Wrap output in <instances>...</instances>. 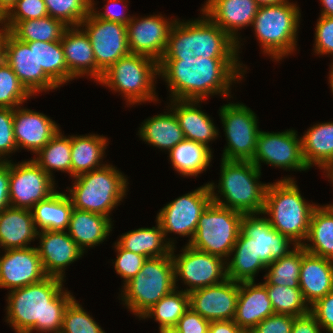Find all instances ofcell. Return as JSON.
I'll use <instances>...</instances> for the list:
<instances>
[{
    "instance_id": "cell-1",
    "label": "cell",
    "mask_w": 333,
    "mask_h": 333,
    "mask_svg": "<svg viewBox=\"0 0 333 333\" xmlns=\"http://www.w3.org/2000/svg\"><path fill=\"white\" fill-rule=\"evenodd\" d=\"M239 60L195 56L162 57L159 61V76L168 85L170 100L205 101L215 94L228 98L231 96L232 83L242 80L247 71V67H242Z\"/></svg>"
},
{
    "instance_id": "cell-2",
    "label": "cell",
    "mask_w": 333,
    "mask_h": 333,
    "mask_svg": "<svg viewBox=\"0 0 333 333\" xmlns=\"http://www.w3.org/2000/svg\"><path fill=\"white\" fill-rule=\"evenodd\" d=\"M64 280L47 276L42 281L8 292L5 321L15 333H60L63 316L75 298L63 288Z\"/></svg>"
},
{
    "instance_id": "cell-3",
    "label": "cell",
    "mask_w": 333,
    "mask_h": 333,
    "mask_svg": "<svg viewBox=\"0 0 333 333\" xmlns=\"http://www.w3.org/2000/svg\"><path fill=\"white\" fill-rule=\"evenodd\" d=\"M220 167L218 185L208 183L212 202L243 214L262 213L269 183H261V171L251 161L221 159Z\"/></svg>"
},
{
    "instance_id": "cell-4",
    "label": "cell",
    "mask_w": 333,
    "mask_h": 333,
    "mask_svg": "<svg viewBox=\"0 0 333 333\" xmlns=\"http://www.w3.org/2000/svg\"><path fill=\"white\" fill-rule=\"evenodd\" d=\"M283 178L269 183L262 214L270 216L268 220L274 229L301 246L306 242L311 215L317 205L305 201L294 178Z\"/></svg>"
},
{
    "instance_id": "cell-5",
    "label": "cell",
    "mask_w": 333,
    "mask_h": 333,
    "mask_svg": "<svg viewBox=\"0 0 333 333\" xmlns=\"http://www.w3.org/2000/svg\"><path fill=\"white\" fill-rule=\"evenodd\" d=\"M73 180L71 189L68 188L73 208L108 218L112 210L123 201L129 184L124 173L110 164L81 174Z\"/></svg>"
},
{
    "instance_id": "cell-6",
    "label": "cell",
    "mask_w": 333,
    "mask_h": 333,
    "mask_svg": "<svg viewBox=\"0 0 333 333\" xmlns=\"http://www.w3.org/2000/svg\"><path fill=\"white\" fill-rule=\"evenodd\" d=\"M300 17L299 6L289 1L259 7L251 27L262 52L280 61L296 51Z\"/></svg>"
},
{
    "instance_id": "cell-7",
    "label": "cell",
    "mask_w": 333,
    "mask_h": 333,
    "mask_svg": "<svg viewBox=\"0 0 333 333\" xmlns=\"http://www.w3.org/2000/svg\"><path fill=\"white\" fill-rule=\"evenodd\" d=\"M156 76H159V63L156 60L129 53L104 71L98 82L122 94L126 104L133 106L158 101Z\"/></svg>"
},
{
    "instance_id": "cell-8",
    "label": "cell",
    "mask_w": 333,
    "mask_h": 333,
    "mask_svg": "<svg viewBox=\"0 0 333 333\" xmlns=\"http://www.w3.org/2000/svg\"><path fill=\"white\" fill-rule=\"evenodd\" d=\"M175 284L172 255L147 258L142 269L121 290V300L134 315L142 316L161 298L173 291Z\"/></svg>"
},
{
    "instance_id": "cell-9",
    "label": "cell",
    "mask_w": 333,
    "mask_h": 333,
    "mask_svg": "<svg viewBox=\"0 0 333 333\" xmlns=\"http://www.w3.org/2000/svg\"><path fill=\"white\" fill-rule=\"evenodd\" d=\"M243 213L211 202L199 217L196 232L188 243L192 248L230 260L241 230Z\"/></svg>"
},
{
    "instance_id": "cell-10",
    "label": "cell",
    "mask_w": 333,
    "mask_h": 333,
    "mask_svg": "<svg viewBox=\"0 0 333 333\" xmlns=\"http://www.w3.org/2000/svg\"><path fill=\"white\" fill-rule=\"evenodd\" d=\"M219 111L227 141L221 159L251 161L260 132L257 114L245 104L232 102Z\"/></svg>"
},
{
    "instance_id": "cell-11",
    "label": "cell",
    "mask_w": 333,
    "mask_h": 333,
    "mask_svg": "<svg viewBox=\"0 0 333 333\" xmlns=\"http://www.w3.org/2000/svg\"><path fill=\"white\" fill-rule=\"evenodd\" d=\"M211 202L210 188L206 183L161 208L156 220L160 223L166 240L174 247L175 240L167 238V235L175 233L190 238L188 244L196 232L199 217Z\"/></svg>"
},
{
    "instance_id": "cell-12",
    "label": "cell",
    "mask_w": 333,
    "mask_h": 333,
    "mask_svg": "<svg viewBox=\"0 0 333 333\" xmlns=\"http://www.w3.org/2000/svg\"><path fill=\"white\" fill-rule=\"evenodd\" d=\"M79 26L86 32L92 45L98 83L104 71L130 53L127 27L121 23L102 20L92 11Z\"/></svg>"
},
{
    "instance_id": "cell-13",
    "label": "cell",
    "mask_w": 333,
    "mask_h": 333,
    "mask_svg": "<svg viewBox=\"0 0 333 333\" xmlns=\"http://www.w3.org/2000/svg\"><path fill=\"white\" fill-rule=\"evenodd\" d=\"M175 247L171 252L175 284L182 280L189 287L184 289L187 293L220 284L227 279L226 261L221 257L196 250L188 244L182 248L181 254L176 255Z\"/></svg>"
},
{
    "instance_id": "cell-14",
    "label": "cell",
    "mask_w": 333,
    "mask_h": 333,
    "mask_svg": "<svg viewBox=\"0 0 333 333\" xmlns=\"http://www.w3.org/2000/svg\"><path fill=\"white\" fill-rule=\"evenodd\" d=\"M55 185V179L32 159L17 164L10 160L9 199L12 207L31 210L56 191Z\"/></svg>"
},
{
    "instance_id": "cell-15",
    "label": "cell",
    "mask_w": 333,
    "mask_h": 333,
    "mask_svg": "<svg viewBox=\"0 0 333 333\" xmlns=\"http://www.w3.org/2000/svg\"><path fill=\"white\" fill-rule=\"evenodd\" d=\"M251 162L261 171V163L292 171H306L302 157L301 137L297 131H260L257 136L256 151Z\"/></svg>"
},
{
    "instance_id": "cell-16",
    "label": "cell",
    "mask_w": 333,
    "mask_h": 333,
    "mask_svg": "<svg viewBox=\"0 0 333 333\" xmlns=\"http://www.w3.org/2000/svg\"><path fill=\"white\" fill-rule=\"evenodd\" d=\"M4 61L32 96L59 88L37 64L36 41L22 42L8 31L4 45Z\"/></svg>"
},
{
    "instance_id": "cell-17",
    "label": "cell",
    "mask_w": 333,
    "mask_h": 333,
    "mask_svg": "<svg viewBox=\"0 0 333 333\" xmlns=\"http://www.w3.org/2000/svg\"><path fill=\"white\" fill-rule=\"evenodd\" d=\"M176 19H167L158 15H136L126 25L127 43L130 53L143 55L156 60L158 63L164 55L169 34Z\"/></svg>"
},
{
    "instance_id": "cell-18",
    "label": "cell",
    "mask_w": 333,
    "mask_h": 333,
    "mask_svg": "<svg viewBox=\"0 0 333 333\" xmlns=\"http://www.w3.org/2000/svg\"><path fill=\"white\" fill-rule=\"evenodd\" d=\"M239 282H224L200 288L189 293V307L208 321L234 320Z\"/></svg>"
},
{
    "instance_id": "cell-19",
    "label": "cell",
    "mask_w": 333,
    "mask_h": 333,
    "mask_svg": "<svg viewBox=\"0 0 333 333\" xmlns=\"http://www.w3.org/2000/svg\"><path fill=\"white\" fill-rule=\"evenodd\" d=\"M188 20V45L195 57L239 58L237 43L205 13Z\"/></svg>"
},
{
    "instance_id": "cell-20",
    "label": "cell",
    "mask_w": 333,
    "mask_h": 333,
    "mask_svg": "<svg viewBox=\"0 0 333 333\" xmlns=\"http://www.w3.org/2000/svg\"><path fill=\"white\" fill-rule=\"evenodd\" d=\"M4 252L0 256V288L11 291L47 277L36 247L8 249Z\"/></svg>"
},
{
    "instance_id": "cell-21",
    "label": "cell",
    "mask_w": 333,
    "mask_h": 333,
    "mask_svg": "<svg viewBox=\"0 0 333 333\" xmlns=\"http://www.w3.org/2000/svg\"><path fill=\"white\" fill-rule=\"evenodd\" d=\"M260 215L262 216V213L244 214L241 231L254 240L255 255L260 257L261 263L267 268L274 260L292 251L290 244L297 245L289 237L274 229L267 216Z\"/></svg>"
},
{
    "instance_id": "cell-22",
    "label": "cell",
    "mask_w": 333,
    "mask_h": 333,
    "mask_svg": "<svg viewBox=\"0 0 333 333\" xmlns=\"http://www.w3.org/2000/svg\"><path fill=\"white\" fill-rule=\"evenodd\" d=\"M39 246L36 247L42 267L47 276L65 278V267L79 260L84 252L67 231H38Z\"/></svg>"
},
{
    "instance_id": "cell-23",
    "label": "cell",
    "mask_w": 333,
    "mask_h": 333,
    "mask_svg": "<svg viewBox=\"0 0 333 333\" xmlns=\"http://www.w3.org/2000/svg\"><path fill=\"white\" fill-rule=\"evenodd\" d=\"M60 126L49 116L28 108L13 109V132L18 150L36 154L58 132Z\"/></svg>"
},
{
    "instance_id": "cell-24",
    "label": "cell",
    "mask_w": 333,
    "mask_h": 333,
    "mask_svg": "<svg viewBox=\"0 0 333 333\" xmlns=\"http://www.w3.org/2000/svg\"><path fill=\"white\" fill-rule=\"evenodd\" d=\"M258 8L255 0H206L200 12L205 13L237 43L239 55L241 41L238 30L252 26Z\"/></svg>"
},
{
    "instance_id": "cell-25",
    "label": "cell",
    "mask_w": 333,
    "mask_h": 333,
    "mask_svg": "<svg viewBox=\"0 0 333 333\" xmlns=\"http://www.w3.org/2000/svg\"><path fill=\"white\" fill-rule=\"evenodd\" d=\"M273 314L275 312L264 283L239 282V296L234 322L245 333H249L266 317Z\"/></svg>"
},
{
    "instance_id": "cell-26",
    "label": "cell",
    "mask_w": 333,
    "mask_h": 333,
    "mask_svg": "<svg viewBox=\"0 0 333 333\" xmlns=\"http://www.w3.org/2000/svg\"><path fill=\"white\" fill-rule=\"evenodd\" d=\"M61 44L69 70V81L89 76L96 81V61L89 37L80 26L67 27Z\"/></svg>"
},
{
    "instance_id": "cell-27",
    "label": "cell",
    "mask_w": 333,
    "mask_h": 333,
    "mask_svg": "<svg viewBox=\"0 0 333 333\" xmlns=\"http://www.w3.org/2000/svg\"><path fill=\"white\" fill-rule=\"evenodd\" d=\"M299 288L309 306L333 290V260L310 254L302 247Z\"/></svg>"
},
{
    "instance_id": "cell-28",
    "label": "cell",
    "mask_w": 333,
    "mask_h": 333,
    "mask_svg": "<svg viewBox=\"0 0 333 333\" xmlns=\"http://www.w3.org/2000/svg\"><path fill=\"white\" fill-rule=\"evenodd\" d=\"M168 105L181 127L184 137L201 144L208 145L210 141L218 137V129L213 124L212 118L204 111L198 109L202 101L196 100H169Z\"/></svg>"
},
{
    "instance_id": "cell-29",
    "label": "cell",
    "mask_w": 333,
    "mask_h": 333,
    "mask_svg": "<svg viewBox=\"0 0 333 333\" xmlns=\"http://www.w3.org/2000/svg\"><path fill=\"white\" fill-rule=\"evenodd\" d=\"M37 233L31 210L9 206L0 212V248H29Z\"/></svg>"
},
{
    "instance_id": "cell-30",
    "label": "cell",
    "mask_w": 333,
    "mask_h": 333,
    "mask_svg": "<svg viewBox=\"0 0 333 333\" xmlns=\"http://www.w3.org/2000/svg\"><path fill=\"white\" fill-rule=\"evenodd\" d=\"M112 219L104 215L73 208L67 233L85 252L106 240L112 231Z\"/></svg>"
},
{
    "instance_id": "cell-31",
    "label": "cell",
    "mask_w": 333,
    "mask_h": 333,
    "mask_svg": "<svg viewBox=\"0 0 333 333\" xmlns=\"http://www.w3.org/2000/svg\"><path fill=\"white\" fill-rule=\"evenodd\" d=\"M302 157L310 169L324 171L333 163V122L313 125L301 135Z\"/></svg>"
},
{
    "instance_id": "cell-32",
    "label": "cell",
    "mask_w": 333,
    "mask_h": 333,
    "mask_svg": "<svg viewBox=\"0 0 333 333\" xmlns=\"http://www.w3.org/2000/svg\"><path fill=\"white\" fill-rule=\"evenodd\" d=\"M108 138L98 134L71 136V177L90 172L106 165L103 163Z\"/></svg>"
},
{
    "instance_id": "cell-33",
    "label": "cell",
    "mask_w": 333,
    "mask_h": 333,
    "mask_svg": "<svg viewBox=\"0 0 333 333\" xmlns=\"http://www.w3.org/2000/svg\"><path fill=\"white\" fill-rule=\"evenodd\" d=\"M138 135L150 146L168 152L185 139L174 112L169 109L164 114L149 117L139 127Z\"/></svg>"
},
{
    "instance_id": "cell-34",
    "label": "cell",
    "mask_w": 333,
    "mask_h": 333,
    "mask_svg": "<svg viewBox=\"0 0 333 333\" xmlns=\"http://www.w3.org/2000/svg\"><path fill=\"white\" fill-rule=\"evenodd\" d=\"M306 240L301 245L306 252L333 260V203L314 208Z\"/></svg>"
},
{
    "instance_id": "cell-35",
    "label": "cell",
    "mask_w": 333,
    "mask_h": 333,
    "mask_svg": "<svg viewBox=\"0 0 333 333\" xmlns=\"http://www.w3.org/2000/svg\"><path fill=\"white\" fill-rule=\"evenodd\" d=\"M72 210L68 195L57 190L31 209L37 231H66Z\"/></svg>"
},
{
    "instance_id": "cell-36",
    "label": "cell",
    "mask_w": 333,
    "mask_h": 333,
    "mask_svg": "<svg viewBox=\"0 0 333 333\" xmlns=\"http://www.w3.org/2000/svg\"><path fill=\"white\" fill-rule=\"evenodd\" d=\"M117 243L124 249L146 258L170 255L173 246L166 240L160 223L152 228L141 227L121 235Z\"/></svg>"
},
{
    "instance_id": "cell-37",
    "label": "cell",
    "mask_w": 333,
    "mask_h": 333,
    "mask_svg": "<svg viewBox=\"0 0 333 333\" xmlns=\"http://www.w3.org/2000/svg\"><path fill=\"white\" fill-rule=\"evenodd\" d=\"M226 261L227 278L235 282L255 281L259 270L266 267L261 263L260 257L255 255L254 240L247 237L241 230Z\"/></svg>"
},
{
    "instance_id": "cell-38",
    "label": "cell",
    "mask_w": 333,
    "mask_h": 333,
    "mask_svg": "<svg viewBox=\"0 0 333 333\" xmlns=\"http://www.w3.org/2000/svg\"><path fill=\"white\" fill-rule=\"evenodd\" d=\"M211 150L204 144L184 139L169 151V160L183 177H197L210 166Z\"/></svg>"
},
{
    "instance_id": "cell-39",
    "label": "cell",
    "mask_w": 333,
    "mask_h": 333,
    "mask_svg": "<svg viewBox=\"0 0 333 333\" xmlns=\"http://www.w3.org/2000/svg\"><path fill=\"white\" fill-rule=\"evenodd\" d=\"M61 129L32 158L44 172L53 178V171L69 173L71 177V136H63ZM54 169V170H53Z\"/></svg>"
},
{
    "instance_id": "cell-40",
    "label": "cell",
    "mask_w": 333,
    "mask_h": 333,
    "mask_svg": "<svg viewBox=\"0 0 333 333\" xmlns=\"http://www.w3.org/2000/svg\"><path fill=\"white\" fill-rule=\"evenodd\" d=\"M67 27L61 20L46 16L19 21L9 32L22 42H53L61 41Z\"/></svg>"
},
{
    "instance_id": "cell-41",
    "label": "cell",
    "mask_w": 333,
    "mask_h": 333,
    "mask_svg": "<svg viewBox=\"0 0 333 333\" xmlns=\"http://www.w3.org/2000/svg\"><path fill=\"white\" fill-rule=\"evenodd\" d=\"M189 308V293L176 287L152 306L141 319L154 318L159 330L175 327L180 317Z\"/></svg>"
},
{
    "instance_id": "cell-42",
    "label": "cell",
    "mask_w": 333,
    "mask_h": 333,
    "mask_svg": "<svg viewBox=\"0 0 333 333\" xmlns=\"http://www.w3.org/2000/svg\"><path fill=\"white\" fill-rule=\"evenodd\" d=\"M36 58L39 68L60 88L69 82L61 41H36Z\"/></svg>"
},
{
    "instance_id": "cell-43",
    "label": "cell",
    "mask_w": 333,
    "mask_h": 333,
    "mask_svg": "<svg viewBox=\"0 0 333 333\" xmlns=\"http://www.w3.org/2000/svg\"><path fill=\"white\" fill-rule=\"evenodd\" d=\"M302 263V246H293L292 251L280 259L274 260L265 269L264 284H275L299 288Z\"/></svg>"
},
{
    "instance_id": "cell-44",
    "label": "cell",
    "mask_w": 333,
    "mask_h": 333,
    "mask_svg": "<svg viewBox=\"0 0 333 333\" xmlns=\"http://www.w3.org/2000/svg\"><path fill=\"white\" fill-rule=\"evenodd\" d=\"M268 297L275 314L301 316L310 312V306L305 301L300 288L265 284Z\"/></svg>"
},
{
    "instance_id": "cell-45",
    "label": "cell",
    "mask_w": 333,
    "mask_h": 333,
    "mask_svg": "<svg viewBox=\"0 0 333 333\" xmlns=\"http://www.w3.org/2000/svg\"><path fill=\"white\" fill-rule=\"evenodd\" d=\"M32 95L22 85L11 67L3 61L0 64V108L14 109Z\"/></svg>"
},
{
    "instance_id": "cell-46",
    "label": "cell",
    "mask_w": 333,
    "mask_h": 333,
    "mask_svg": "<svg viewBox=\"0 0 333 333\" xmlns=\"http://www.w3.org/2000/svg\"><path fill=\"white\" fill-rule=\"evenodd\" d=\"M48 16L66 26H79L91 11L89 0H43Z\"/></svg>"
},
{
    "instance_id": "cell-47",
    "label": "cell",
    "mask_w": 333,
    "mask_h": 333,
    "mask_svg": "<svg viewBox=\"0 0 333 333\" xmlns=\"http://www.w3.org/2000/svg\"><path fill=\"white\" fill-rule=\"evenodd\" d=\"M60 333H105L74 298L66 308Z\"/></svg>"
},
{
    "instance_id": "cell-48",
    "label": "cell",
    "mask_w": 333,
    "mask_h": 333,
    "mask_svg": "<svg viewBox=\"0 0 333 333\" xmlns=\"http://www.w3.org/2000/svg\"><path fill=\"white\" fill-rule=\"evenodd\" d=\"M48 16L43 0H18L3 17V25L10 31L19 21L40 19Z\"/></svg>"
},
{
    "instance_id": "cell-49",
    "label": "cell",
    "mask_w": 333,
    "mask_h": 333,
    "mask_svg": "<svg viewBox=\"0 0 333 333\" xmlns=\"http://www.w3.org/2000/svg\"><path fill=\"white\" fill-rule=\"evenodd\" d=\"M176 19L173 24L163 57H194L188 45V21Z\"/></svg>"
},
{
    "instance_id": "cell-50",
    "label": "cell",
    "mask_w": 333,
    "mask_h": 333,
    "mask_svg": "<svg viewBox=\"0 0 333 333\" xmlns=\"http://www.w3.org/2000/svg\"><path fill=\"white\" fill-rule=\"evenodd\" d=\"M114 246L113 248L117 251V257L113 262L114 268L125 284L142 269L147 258L122 248L117 242L114 243Z\"/></svg>"
},
{
    "instance_id": "cell-51",
    "label": "cell",
    "mask_w": 333,
    "mask_h": 333,
    "mask_svg": "<svg viewBox=\"0 0 333 333\" xmlns=\"http://www.w3.org/2000/svg\"><path fill=\"white\" fill-rule=\"evenodd\" d=\"M17 150L13 132V109L0 108V161H8L9 154Z\"/></svg>"
},
{
    "instance_id": "cell-52",
    "label": "cell",
    "mask_w": 333,
    "mask_h": 333,
    "mask_svg": "<svg viewBox=\"0 0 333 333\" xmlns=\"http://www.w3.org/2000/svg\"><path fill=\"white\" fill-rule=\"evenodd\" d=\"M315 28V54L333 57V17L319 15Z\"/></svg>"
},
{
    "instance_id": "cell-53",
    "label": "cell",
    "mask_w": 333,
    "mask_h": 333,
    "mask_svg": "<svg viewBox=\"0 0 333 333\" xmlns=\"http://www.w3.org/2000/svg\"><path fill=\"white\" fill-rule=\"evenodd\" d=\"M295 318L289 314H273L266 317L249 333H291Z\"/></svg>"
},
{
    "instance_id": "cell-54",
    "label": "cell",
    "mask_w": 333,
    "mask_h": 333,
    "mask_svg": "<svg viewBox=\"0 0 333 333\" xmlns=\"http://www.w3.org/2000/svg\"><path fill=\"white\" fill-rule=\"evenodd\" d=\"M310 312L324 331L333 332V290L311 305Z\"/></svg>"
},
{
    "instance_id": "cell-55",
    "label": "cell",
    "mask_w": 333,
    "mask_h": 333,
    "mask_svg": "<svg viewBox=\"0 0 333 333\" xmlns=\"http://www.w3.org/2000/svg\"><path fill=\"white\" fill-rule=\"evenodd\" d=\"M129 1L128 0H107V4L103 6L105 12H100L96 10L95 7V1L94 0H89L90 3V8L91 11L100 19L105 20V21H110V22H117L121 23L124 25H127L129 21L133 18V16H130L127 13H124V9H127L128 6L126 5ZM119 3H124L123 4V11H120L118 9ZM114 6L113 9L110 7Z\"/></svg>"
},
{
    "instance_id": "cell-56",
    "label": "cell",
    "mask_w": 333,
    "mask_h": 333,
    "mask_svg": "<svg viewBox=\"0 0 333 333\" xmlns=\"http://www.w3.org/2000/svg\"><path fill=\"white\" fill-rule=\"evenodd\" d=\"M210 321L194 312L190 307L175 326L182 333H208Z\"/></svg>"
},
{
    "instance_id": "cell-57",
    "label": "cell",
    "mask_w": 333,
    "mask_h": 333,
    "mask_svg": "<svg viewBox=\"0 0 333 333\" xmlns=\"http://www.w3.org/2000/svg\"><path fill=\"white\" fill-rule=\"evenodd\" d=\"M320 330L322 328L316 317L311 312H308L294 319L291 333H323Z\"/></svg>"
},
{
    "instance_id": "cell-58",
    "label": "cell",
    "mask_w": 333,
    "mask_h": 333,
    "mask_svg": "<svg viewBox=\"0 0 333 333\" xmlns=\"http://www.w3.org/2000/svg\"><path fill=\"white\" fill-rule=\"evenodd\" d=\"M9 180L10 160L0 161V212L11 206L9 199Z\"/></svg>"
},
{
    "instance_id": "cell-59",
    "label": "cell",
    "mask_w": 333,
    "mask_h": 333,
    "mask_svg": "<svg viewBox=\"0 0 333 333\" xmlns=\"http://www.w3.org/2000/svg\"><path fill=\"white\" fill-rule=\"evenodd\" d=\"M208 333H245L234 320L211 321Z\"/></svg>"
},
{
    "instance_id": "cell-60",
    "label": "cell",
    "mask_w": 333,
    "mask_h": 333,
    "mask_svg": "<svg viewBox=\"0 0 333 333\" xmlns=\"http://www.w3.org/2000/svg\"><path fill=\"white\" fill-rule=\"evenodd\" d=\"M322 4L321 16L333 17V0H320Z\"/></svg>"
},
{
    "instance_id": "cell-61",
    "label": "cell",
    "mask_w": 333,
    "mask_h": 333,
    "mask_svg": "<svg viewBox=\"0 0 333 333\" xmlns=\"http://www.w3.org/2000/svg\"><path fill=\"white\" fill-rule=\"evenodd\" d=\"M8 31L9 30L2 24L0 27V64L4 61V45Z\"/></svg>"
},
{
    "instance_id": "cell-62",
    "label": "cell",
    "mask_w": 333,
    "mask_h": 333,
    "mask_svg": "<svg viewBox=\"0 0 333 333\" xmlns=\"http://www.w3.org/2000/svg\"><path fill=\"white\" fill-rule=\"evenodd\" d=\"M18 0H0V15L4 17Z\"/></svg>"
},
{
    "instance_id": "cell-63",
    "label": "cell",
    "mask_w": 333,
    "mask_h": 333,
    "mask_svg": "<svg viewBox=\"0 0 333 333\" xmlns=\"http://www.w3.org/2000/svg\"><path fill=\"white\" fill-rule=\"evenodd\" d=\"M259 7L268 6V5H277L284 3L289 0H255Z\"/></svg>"
},
{
    "instance_id": "cell-64",
    "label": "cell",
    "mask_w": 333,
    "mask_h": 333,
    "mask_svg": "<svg viewBox=\"0 0 333 333\" xmlns=\"http://www.w3.org/2000/svg\"><path fill=\"white\" fill-rule=\"evenodd\" d=\"M326 174L325 177L330 178L331 183L333 184V163L324 171Z\"/></svg>"
},
{
    "instance_id": "cell-65",
    "label": "cell",
    "mask_w": 333,
    "mask_h": 333,
    "mask_svg": "<svg viewBox=\"0 0 333 333\" xmlns=\"http://www.w3.org/2000/svg\"><path fill=\"white\" fill-rule=\"evenodd\" d=\"M159 333H182L175 327H169L159 330Z\"/></svg>"
},
{
    "instance_id": "cell-66",
    "label": "cell",
    "mask_w": 333,
    "mask_h": 333,
    "mask_svg": "<svg viewBox=\"0 0 333 333\" xmlns=\"http://www.w3.org/2000/svg\"><path fill=\"white\" fill-rule=\"evenodd\" d=\"M330 69H331V71H330V73H329V83L328 84H330V89H331V91H332V93H333V64H331L330 65Z\"/></svg>"
},
{
    "instance_id": "cell-67",
    "label": "cell",
    "mask_w": 333,
    "mask_h": 333,
    "mask_svg": "<svg viewBox=\"0 0 333 333\" xmlns=\"http://www.w3.org/2000/svg\"><path fill=\"white\" fill-rule=\"evenodd\" d=\"M3 24V17L0 15V26Z\"/></svg>"
}]
</instances>
